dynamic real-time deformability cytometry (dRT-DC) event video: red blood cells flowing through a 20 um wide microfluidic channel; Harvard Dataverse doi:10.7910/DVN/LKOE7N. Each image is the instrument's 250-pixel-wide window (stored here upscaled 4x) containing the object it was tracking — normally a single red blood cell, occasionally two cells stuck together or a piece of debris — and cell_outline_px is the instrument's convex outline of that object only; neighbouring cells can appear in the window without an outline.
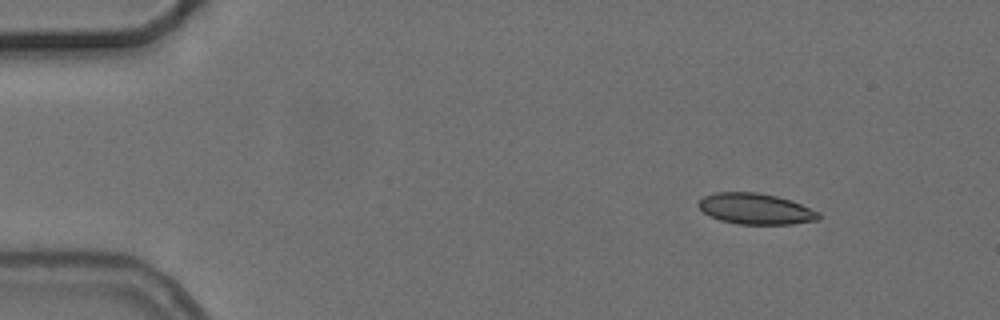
{"species": "common noctule bat (a hibernating species)", "species_latin": "Nyctalus noctula", "temperature_condition": "cold", "stored_images_in_passage": 4, "camera_frame_rate_fps": 3000, "um_per_image_px": 0.085, "animal": {"sex": "female", "body_mass_g": 24.6, "forearm_length_mm": 56.2}, "frame": {"image": 1, "passage_image": 1, "time_ms": 0.0, "image_size_px": [1000, 320], "cell_outline_px": [[820, 220], [792, 224], [736, 224], [720, 220], [708, 216], [696, 204], [704, 196], [716, 192], [756, 192], [776, 196], [800, 204], [820, 212]], "centroid_in_image_um": [64.21, 17.76], "position_along_channel_um": 20.8, "area_um2": 21.68}}
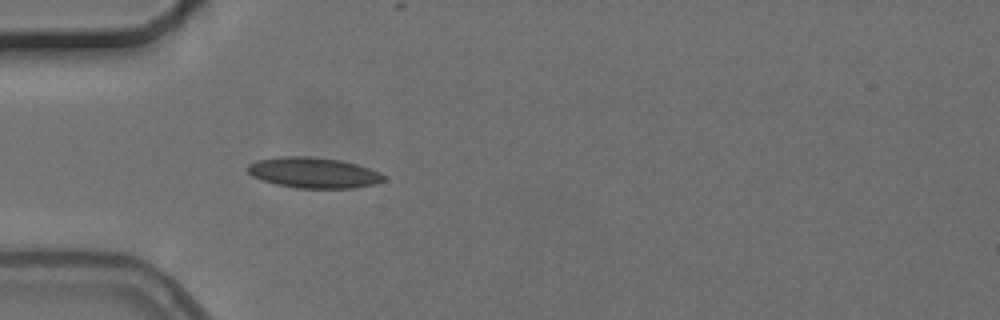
{"frame": {"image": 2, "passage_image": 4, "time_ms": 3.333, "image_size_px": [1000, 320], "cell_outline_px": [[384, 180], [376, 184], [356, 188], [296, 188], [276, 184], [252, 176], [248, 172], [248, 164], [256, 160], [280, 156], [308, 156], [340, 160], [356, 164], [380, 172], [384, 176]], "centroid_in_image_um": [26.65, 14.68], "position_along_channel_um": 58.4, "area_um2": 24.28}}